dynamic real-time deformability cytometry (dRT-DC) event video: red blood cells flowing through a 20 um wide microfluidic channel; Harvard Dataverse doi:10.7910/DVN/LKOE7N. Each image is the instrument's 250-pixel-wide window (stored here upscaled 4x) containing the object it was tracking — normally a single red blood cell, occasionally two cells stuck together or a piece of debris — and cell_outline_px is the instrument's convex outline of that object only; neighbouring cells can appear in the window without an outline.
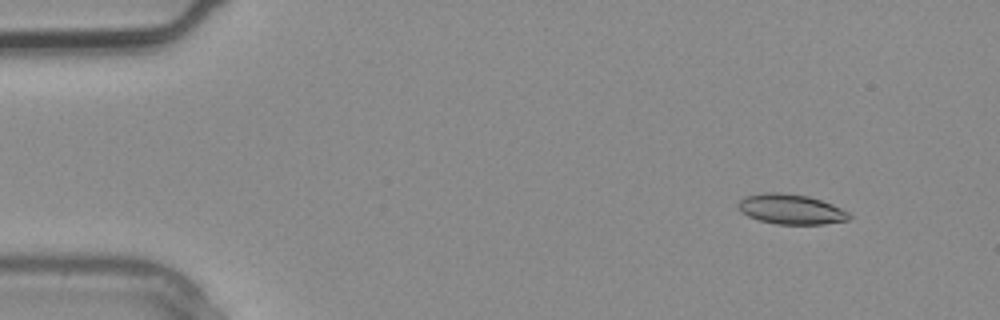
{"species": "common noctule bat (a hibernating species)", "species_latin": "Nyctalus noctula", "temperature_condition": "warm", "stored_images_in_passage": 3, "camera_frame_rate_fps": 3000, "um_per_image_px": 0.085, "animal": {"sex": "male", "body_mass_g": 20.4}, "frame": {"image": 1, "passage_image": 1, "time_ms": 0.0, "image_size_px": [1000, 320], "cell_outline_px": [[852, 216], [848, 220], [824, 224], [776, 224], [760, 220], [748, 216], [740, 212], [736, 204], [744, 196], [764, 192], [780, 192], [808, 196], [832, 204], [848, 212]], "centroid_in_image_um": [67.19, 17.78], "position_along_channel_um": 17.8, "area_um2": 19.48}}
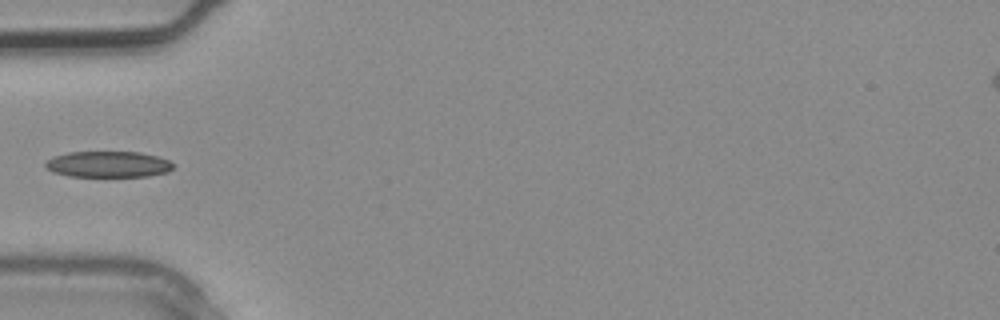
{"frame": {"image": 2, "passage_image": 3, "time_ms": 0.667, "image_size_px": [1000, 320], "cell_outline_px": [[176, 164], [168, 172], [148, 176], [68, 176], [52, 172], [44, 168], [44, 164], [52, 156], [68, 152], [140, 152], [156, 156], [168, 160]], "centroid_in_image_um": [9.17, 13.96], "position_along_channel_um": 75.8, "area_um2": 19.54}}